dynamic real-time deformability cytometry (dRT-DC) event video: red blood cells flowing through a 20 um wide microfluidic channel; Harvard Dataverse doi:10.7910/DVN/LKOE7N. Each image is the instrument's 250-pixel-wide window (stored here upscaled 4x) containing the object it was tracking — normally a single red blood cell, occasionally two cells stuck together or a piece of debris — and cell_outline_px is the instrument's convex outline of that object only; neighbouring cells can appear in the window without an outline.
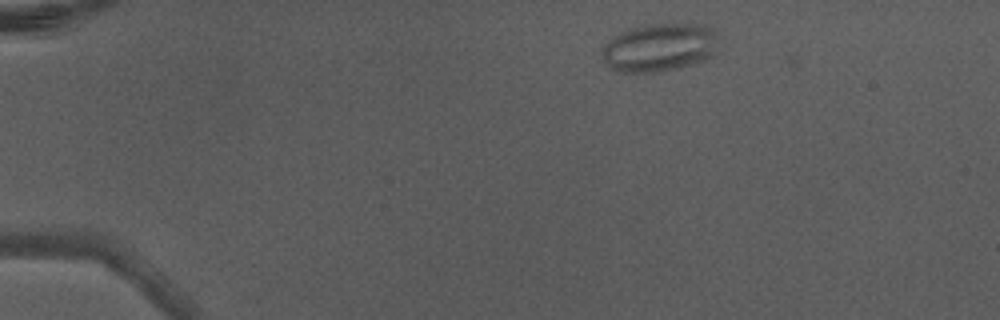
{"species": "Egyptian fruit bat (a non-hibernating species)", "species_latin": "Rousettus aegyptiacus", "temperature_condition": "warm", "stored_images_in_passage": 2, "camera_frame_rate_fps": 3000, "um_per_image_px": 0.085, "animal": {"sex": "male"}, "frame": {"image": 1, "passage_image": 1, "time_ms": 0.0, "image_size_px": [1000, 320], "cell_outline_px": [[720, 52], [704, 60], [676, 68], [656, 72], [620, 72], [612, 68], [600, 56], [604, 44], [620, 32], [628, 28], [640, 24], [708, 24], [716, 28]], "centroid_in_image_um": [56.12, 4.0], "position_along_channel_um": 28.9, "area_um2": 33.41}}